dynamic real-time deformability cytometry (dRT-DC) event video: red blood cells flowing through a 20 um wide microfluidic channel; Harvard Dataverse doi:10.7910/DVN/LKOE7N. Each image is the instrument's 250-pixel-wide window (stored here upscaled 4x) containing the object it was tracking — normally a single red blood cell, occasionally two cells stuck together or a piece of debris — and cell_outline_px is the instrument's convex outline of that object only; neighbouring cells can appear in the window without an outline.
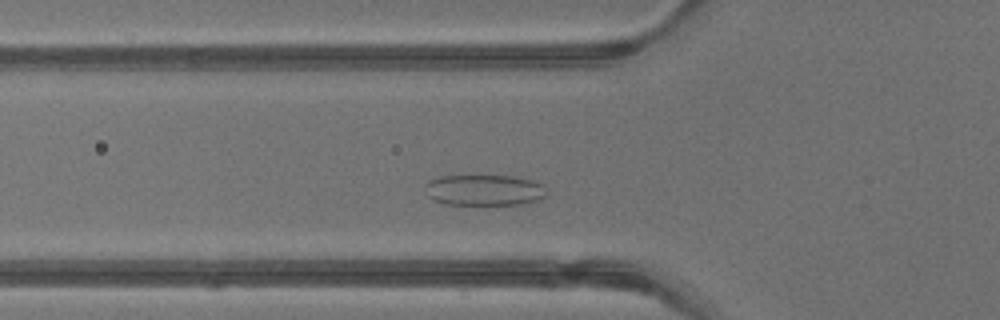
{"species": "common noctule bat (a hibernating species)", "species_latin": "Nyctalus noctula", "temperature_condition": "warm", "stored_images_in_passage": 27, "camera_frame_rate_fps": 3000, "um_per_image_px": 0.085, "animal": {"sex": "male", "body_mass_g": 13.3}, "frame": {"image": 1, "passage_image": 8, "time_ms": 2.333, "image_size_px": [1000, 320], "cell_outline_px": [[548, 196], [536, 200], [520, 204], [444, 204], [432, 200], [428, 196], [424, 184], [428, 180], [440, 176], [476, 172], [516, 176], [532, 180], [544, 184], [548, 192]], "centroid_in_image_um": [41.15, 16.09], "position_along_channel_um": 84.7, "area_um2": 23.24}}
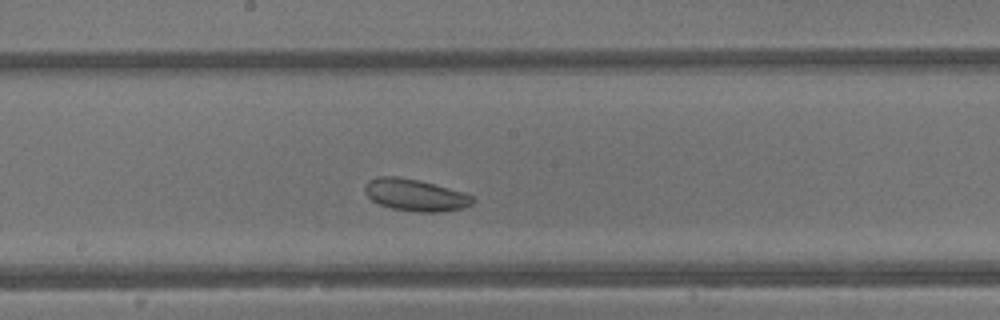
{"frame": {"image": 2, "passage_image": 16, "time_ms": 5.0, "image_size_px": [1000, 320], "cell_outline_px": [[476, 200], [472, 204], [464, 208], [440, 212], [416, 212], [392, 208], [380, 204], [372, 200], [364, 192], [364, 184], [368, 180], [376, 176], [396, 176], [420, 180], [464, 192], [472, 196]], "centroid_in_image_um": [35.3, 16.57], "position_along_channel_um": 212.9, "area_um2": 20.29}}
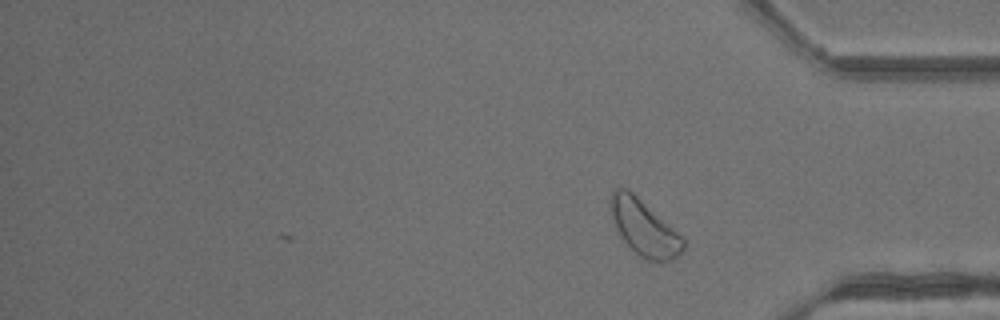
{"frame": {"image": 3, "passage_image": 27, "time_ms": 8.667, "image_size_px": [1000, 320], "cell_outline_px": [[684, 252], [680, 256], [672, 260], [660, 264], [648, 260], [640, 256], [620, 236], [616, 228], [608, 204], [612, 192], [616, 188], [628, 188], [684, 236]], "centroid_in_image_um": [54.79, 19.38], "position_along_channel_um": 380.4, "area_um2": 24.04}, "authors_computed_cell_mechanics": {"area_um2": 20.4034, "velocity_mm_per_s": 4.8048, "shape_relaxation_time_tau1_ms": 1.7187, "shape_relaxation_time_tau2_ms": 5.1114, "deformation_change_tau1": 0.0393, "deformation_change_tau2": 0.0902}}